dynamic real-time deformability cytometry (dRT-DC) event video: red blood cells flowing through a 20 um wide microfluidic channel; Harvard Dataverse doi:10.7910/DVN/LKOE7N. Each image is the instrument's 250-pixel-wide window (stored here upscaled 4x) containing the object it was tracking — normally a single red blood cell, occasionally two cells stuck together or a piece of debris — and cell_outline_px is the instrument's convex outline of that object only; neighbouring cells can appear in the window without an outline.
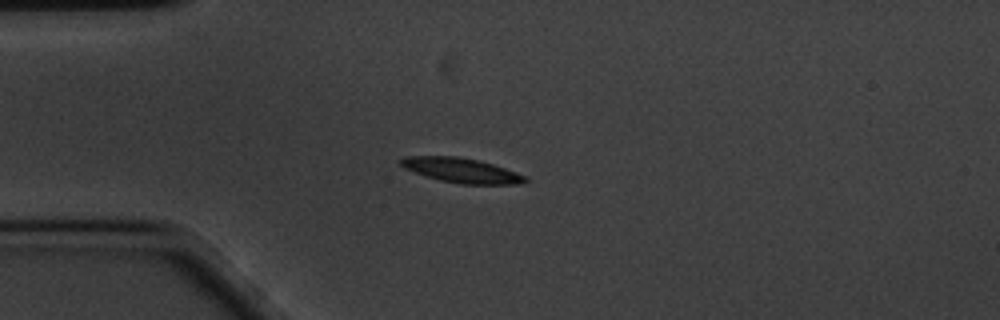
{"species": "common noctule bat (a hibernating species)", "species_latin": "Nyctalus noctula", "temperature_condition": "cold", "stored_images_in_passage": 46, "camera_frame_rate_fps": 3000, "um_per_image_px": 0.085, "animal": {"sex": "male", "body_mass_g": 20.1, "forearm_length_mm": 53.5}, "frame": {"image": 1, "passage_image": 1, "time_ms": 0.0, "image_size_px": [1000, 320], "cell_outline_px": [[528, 180], [524, 184], [460, 184], [440, 180], [424, 176], [404, 168], [396, 160], [404, 156], [456, 156], [476, 160], [492, 164], [516, 172], [524, 176]], "centroid_in_image_um": [39.16, 14.48], "position_along_channel_um": 45.8, "area_um2": 17.92}}
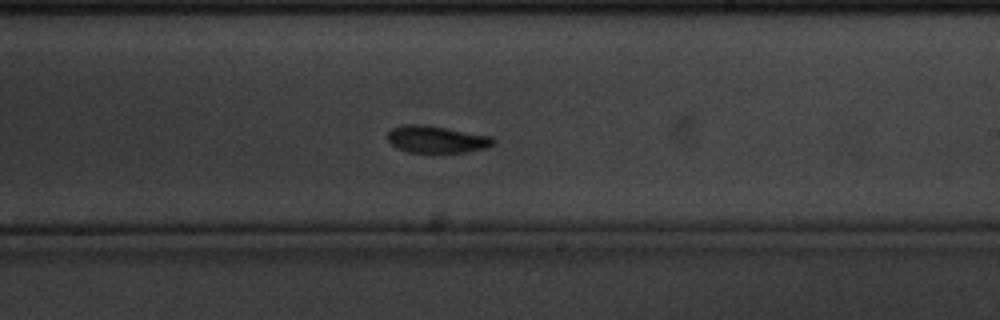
{"frame": {"image": 2, "passage_image": 21, "time_ms": 6.667, "image_size_px": [1000, 320], "cell_outline_px": [[496, 144], [488, 148], [468, 152], [432, 156], [408, 152], [396, 148], [388, 140], [388, 132], [392, 128], [404, 124], [420, 124], [492, 136], [496, 140]], "centroid_in_image_um": [37.14, 11.91], "position_along_channel_um": 251.9, "area_um2": 17.57}}
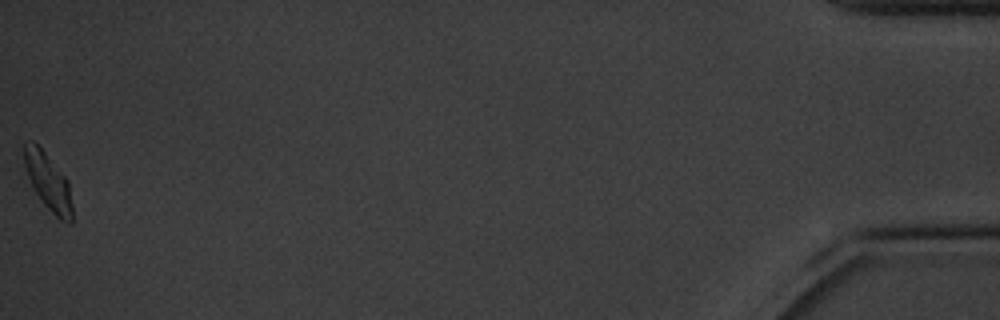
{"frame": {"image": 3, "passage_image": 46, "time_ms": 15.0, "image_size_px": [1000, 320], "cell_outline_px": [[72, 224], [68, 224], [60, 220], [40, 200], [32, 188], [24, 164], [24, 144], [32, 140], [44, 152], [68, 180], [72, 204]], "centroid_in_image_um": [4.1, 15.5], "position_along_channel_um": 431.1, "area_um2": 15.84}, "authors_computed_cell_mechanics": {"area_um2": 16.5308, "velocity_mm_per_s": 3.321, "shape_relaxation_time_tau1_ms": 1.9244, "shape_relaxation_time_tau2_ms": 3.3493, "deformation_change_tau1": 0.1404, "deformation_change_tau2": 0.0924}}